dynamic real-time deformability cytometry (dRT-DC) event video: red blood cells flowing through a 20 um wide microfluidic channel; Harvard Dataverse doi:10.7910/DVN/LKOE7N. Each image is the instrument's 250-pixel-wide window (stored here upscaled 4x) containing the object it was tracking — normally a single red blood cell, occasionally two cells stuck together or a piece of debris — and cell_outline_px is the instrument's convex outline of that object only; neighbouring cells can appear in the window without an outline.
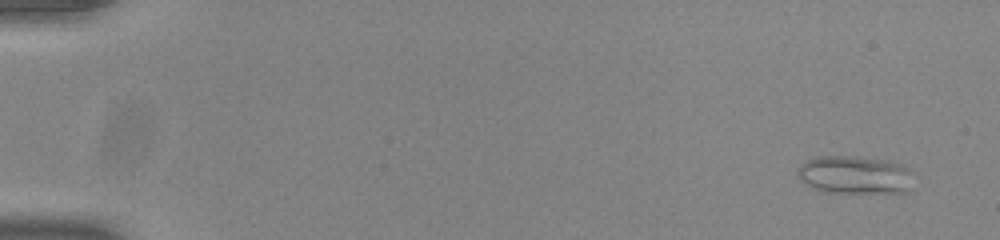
{"species": "common noctule bat (a hibernating species)", "species_latin": "Nyctalus noctula", "temperature_condition": "room temperature", "stored_images_in_passage": 20, "camera_frame_rate_fps": 3000, "um_per_image_px": 0.085, "animal": {"sex": "male", "body_mass_g": 20.0, "forearm_length_mm": 53.3}, "frame": {"image": 1, "passage_image": 1, "time_ms": 0.0, "image_size_px": [1000, 240], "cell_outline_px": [[912, 172], [908, 192], [828, 192], [812, 188], [800, 180], [796, 176], [800, 168], [808, 160], [816, 156], [856, 156], [888, 160], [904, 164]], "centroid_in_image_um": [72.67, 14.85], "position_along_channel_um": 12.3, "area_um2": 25.66}}
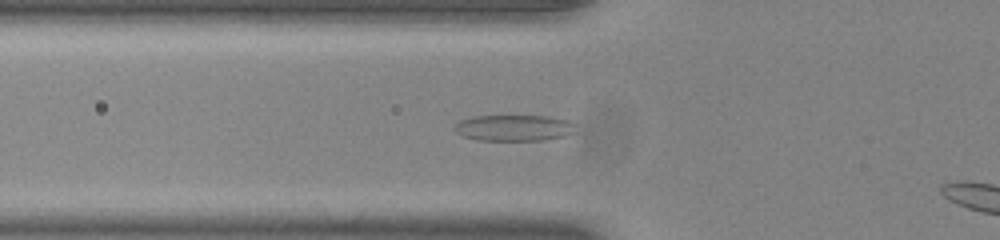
{"frame": {"image": 2, "passage_image": 18, "time_ms": 5.667, "image_size_px": [1000, 240], "cell_outline_px": [[576, 132], [564, 136], [540, 140], [476, 140], [464, 136], [456, 132], [452, 128], [460, 120], [472, 116], [548, 116], [568, 120], [576, 124]], "centroid_in_image_um": [43.7, 10.86], "position_along_channel_um": 82.1, "area_um2": 18.55}}